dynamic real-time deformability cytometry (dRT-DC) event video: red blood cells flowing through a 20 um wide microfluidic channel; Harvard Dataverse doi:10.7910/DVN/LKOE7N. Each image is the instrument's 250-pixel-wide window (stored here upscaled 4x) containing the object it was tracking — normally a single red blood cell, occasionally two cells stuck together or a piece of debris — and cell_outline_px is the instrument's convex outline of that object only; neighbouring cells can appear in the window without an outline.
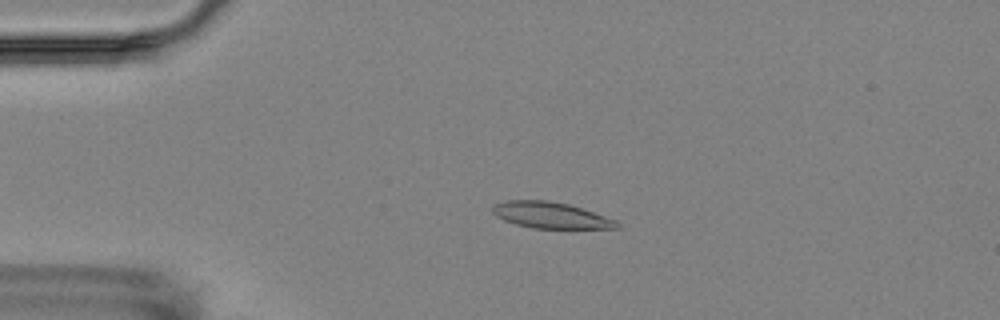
{"species": "Egyptian fruit bat (a non-hibernating species)", "species_latin": "Rousettus aegyptiacus", "temperature_condition": "room temperature", "stored_images_in_passage": 4, "camera_frame_rate_fps": 3000, "um_per_image_px": 0.085, "animal": {"sex": "female"}, "frame": {"image": 1, "passage_image": 3, "time_ms": 2.333, "image_size_px": [1000, 320], "cell_outline_px": [[620, 228], [532, 228], [516, 224], [504, 220], [496, 216], [492, 212], [492, 204], [504, 200], [548, 200], [568, 204], [616, 220], [620, 224]], "centroid_in_image_um": [46.75, 18.28], "position_along_channel_um": 38.2, "area_um2": 18.9}}